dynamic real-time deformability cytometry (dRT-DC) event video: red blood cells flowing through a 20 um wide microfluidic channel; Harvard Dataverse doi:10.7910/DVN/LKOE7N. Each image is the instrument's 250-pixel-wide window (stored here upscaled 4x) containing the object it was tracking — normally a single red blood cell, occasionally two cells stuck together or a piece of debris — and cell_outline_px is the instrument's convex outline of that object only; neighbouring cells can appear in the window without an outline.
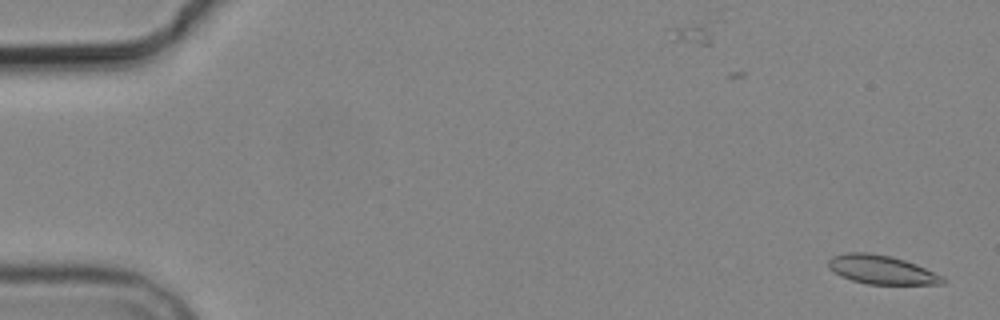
{"species": "common noctule bat (a hibernating species)", "species_latin": "Nyctalus noctula", "temperature_condition": "cold", "stored_images_in_passage": 8, "camera_frame_rate_fps": 3000, "um_per_image_px": 0.085, "animal": {"sex": "male", "body_mass_g": 19.2, "forearm_length_mm": 51.8}, "frame": {"image": 1, "passage_image": 1, "time_ms": 0.0, "image_size_px": [1000, 320], "cell_outline_px": [[944, 284], [868, 284], [852, 280], [840, 276], [828, 268], [828, 260], [832, 256], [848, 252], [868, 252], [892, 256], [916, 264], [944, 276]], "centroid_in_image_um": [74.92, 22.92], "position_along_channel_um": 10.1, "area_um2": 19.25}}
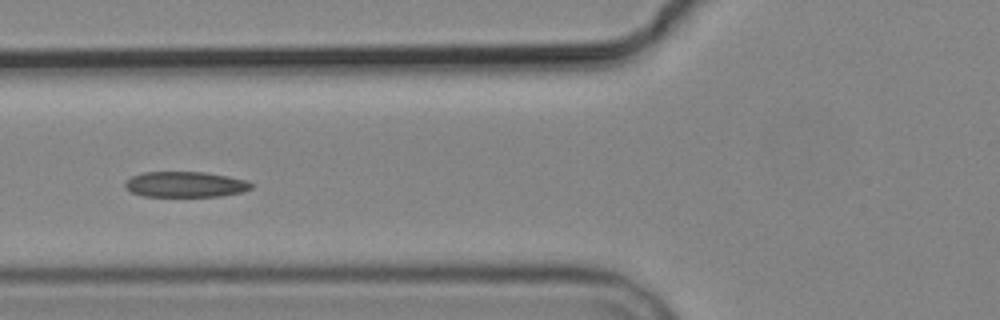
{"frame": {"image": 2, "passage_image": 6, "time_ms": 6.667, "image_size_px": [1000, 320], "cell_outline_px": [[256, 184], [252, 188], [240, 192], [220, 196], [144, 196], [132, 192], [124, 184], [132, 176], [144, 172], [204, 172], [228, 176], [248, 180]], "centroid_in_image_um": [15.82, 15.67], "position_along_channel_um": 110.0, "area_um2": 18.73}}
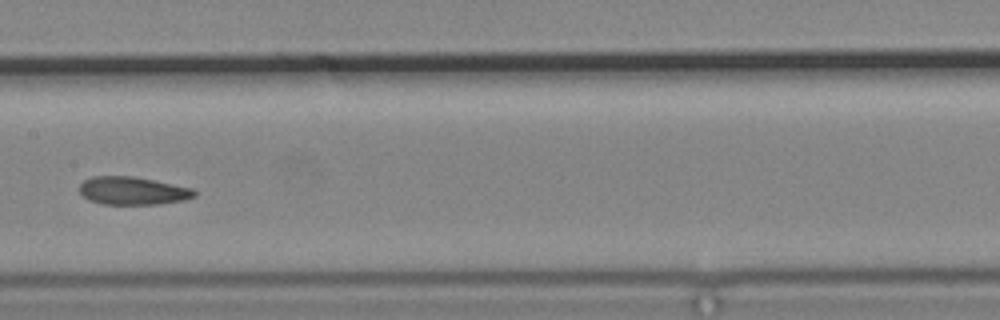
{"frame": {"image": 3, "passage_image": 8, "time_ms": 9.0, "image_size_px": [1000, 320], "cell_outline_px": [[196, 196], [184, 200], [160, 204], [104, 204], [88, 200], [80, 192], [80, 184], [84, 180], [92, 176], [132, 176], [192, 188], [196, 192]], "centroid_in_image_um": [11.27, 16.22], "position_along_channel_um": 196.1, "area_um2": 18.61}}